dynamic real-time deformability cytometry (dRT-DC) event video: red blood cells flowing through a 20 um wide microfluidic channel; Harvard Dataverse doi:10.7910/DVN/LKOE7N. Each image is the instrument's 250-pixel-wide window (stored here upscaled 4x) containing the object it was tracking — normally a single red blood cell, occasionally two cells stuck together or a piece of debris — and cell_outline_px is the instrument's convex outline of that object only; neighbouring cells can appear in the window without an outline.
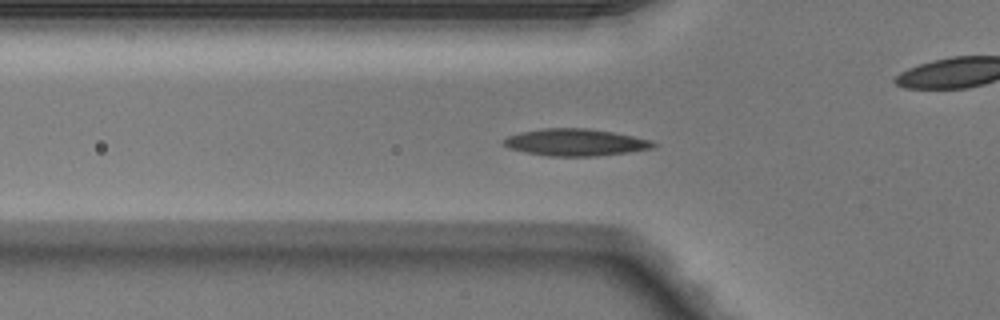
{"species": "Egyptian fruit bat (a non-hibernating species)", "species_latin": "Rousettus aegyptiacus", "temperature_condition": "warm", "stored_images_in_passage": 39, "camera_frame_rate_fps": 3000, "um_per_image_px": 0.085, "animal": {"sex": "male"}, "frame": {"image": 1, "passage_image": 6, "time_ms": 1.667, "image_size_px": [1000, 320], "cell_outline_px": [[656, 148], [628, 152], [596, 156], [548, 156], [508, 148], [500, 140], [508, 136], [520, 132], [544, 128], [584, 128], [612, 132], [652, 140], [656, 144]], "centroid_in_image_um": [48.91, 12.1], "position_along_channel_um": 76.9, "area_um2": 23.47}}
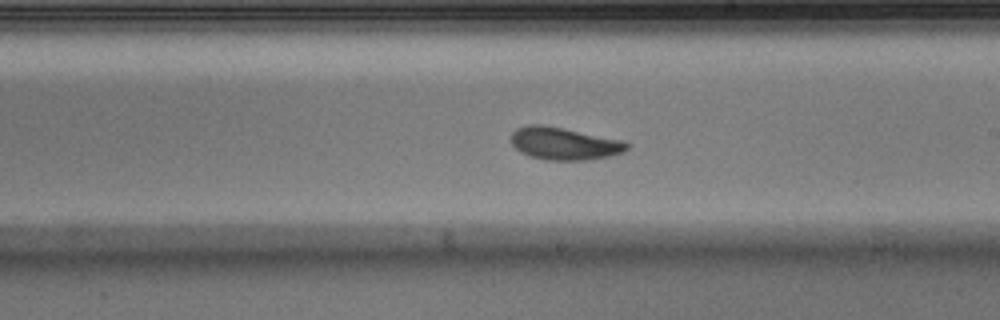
{"frame": {"image": 2, "passage_image": 18, "time_ms": 5.667, "image_size_px": [1000, 320], "cell_outline_px": [[632, 144], [624, 152], [608, 156], [588, 160], [544, 160], [528, 156], [520, 152], [512, 144], [512, 132], [516, 128], [528, 124], [540, 124], [564, 128], [624, 140]], "centroid_in_image_um": [47.97, 12.2], "position_along_channel_um": 241.0, "area_um2": 22.2}}
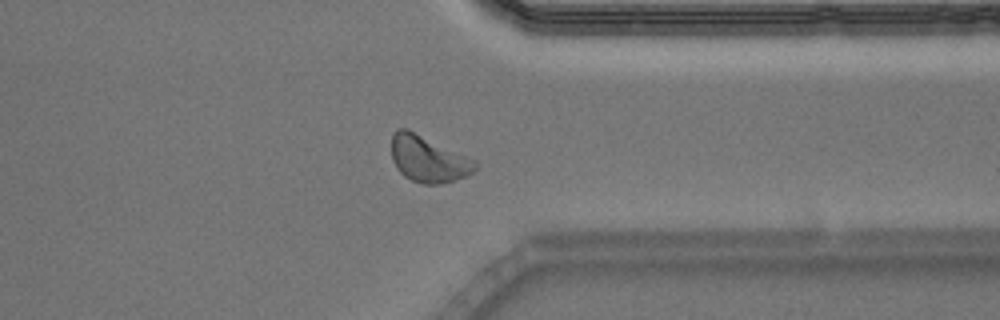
{"frame": {"image": 3, "passage_image": 28, "time_ms": 9.0, "image_size_px": [1000, 320], "cell_outline_px": [[480, 164], [472, 172], [464, 176], [452, 180], [436, 184], [424, 184], [412, 180], [404, 176], [396, 168], [392, 160], [392, 132], [396, 128], [408, 128], [476, 160]], "centroid_in_image_um": [36.38, 13.48], "position_along_channel_um": 375.0, "area_um2": 22.66}, "authors_computed_cell_mechanics": {"area_um2": 22.0796, "velocity_mm_per_s": 4.0874, "shape_relaxation_time_tau1_ms": 2.2864, "shape_relaxation_time_tau2_ms": 2.1484, "deformation_change_tau1": 0.1186, "deformation_change_tau2": 0.0817}}